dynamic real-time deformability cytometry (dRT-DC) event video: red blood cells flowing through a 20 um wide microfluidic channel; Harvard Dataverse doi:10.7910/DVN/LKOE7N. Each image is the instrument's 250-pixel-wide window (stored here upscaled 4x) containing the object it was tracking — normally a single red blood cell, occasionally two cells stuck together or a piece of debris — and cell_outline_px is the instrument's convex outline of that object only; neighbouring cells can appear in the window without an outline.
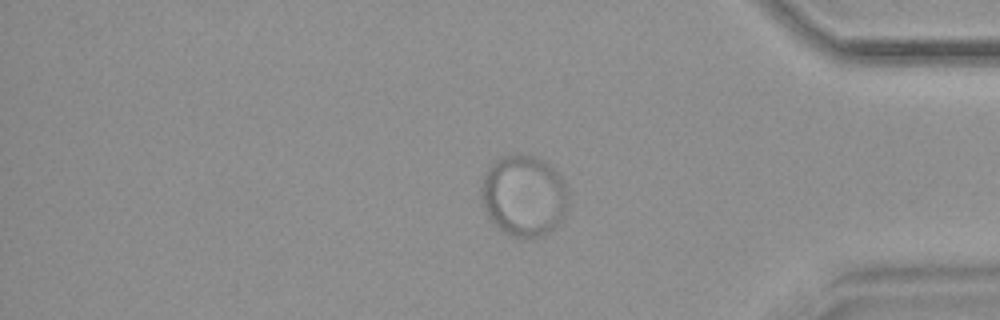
{"species": "common noctule bat (a hibernating species)", "species_latin": "Nyctalus noctula", "temperature_condition": "warm", "stored_images_in_passage": 59, "camera_frame_rate_fps": 3000, "um_per_image_px": 0.085, "animal": {"sex": "female", "body_mass_g": 18.4}, "frame": {"image": 1, "passage_image": 50, "time_ms": 16.333, "image_size_px": [1000, 320], "cell_outline_px": [[568, 204], [564, 216], [544, 236], [532, 240], [524, 240], [512, 236], [504, 232], [488, 216], [480, 196], [480, 188], [484, 176], [488, 168], [500, 156], [516, 152], [536, 156], [548, 164], [564, 180], [568, 192]], "centroid_in_image_um": [44.53, 16.63], "position_along_channel_um": 390.7, "area_um2": 41.73}}